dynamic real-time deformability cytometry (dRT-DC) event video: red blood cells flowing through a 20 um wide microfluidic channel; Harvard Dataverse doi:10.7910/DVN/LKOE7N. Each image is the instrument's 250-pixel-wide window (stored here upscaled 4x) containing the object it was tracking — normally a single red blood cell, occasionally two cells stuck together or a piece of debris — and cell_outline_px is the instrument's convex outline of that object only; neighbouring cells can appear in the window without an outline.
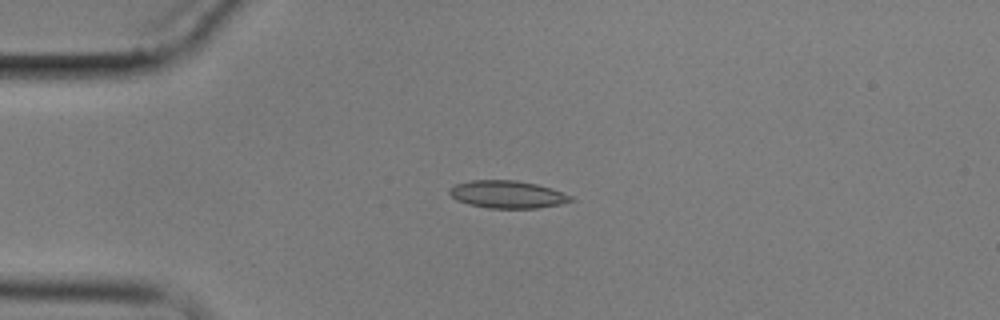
{"species": "common noctule bat (a hibernating species)", "species_latin": "Nyctalus noctula", "temperature_condition": "cold", "stored_images_in_passage": 5, "camera_frame_rate_fps": 3000, "um_per_image_px": 0.085, "animal": {"sex": "male", "body_mass_g": 17.9}, "frame": {"image": 1, "passage_image": 4, "time_ms": 3.667, "image_size_px": [1000, 320], "cell_outline_px": [[576, 200], [560, 204], [536, 208], [488, 208], [468, 204], [456, 200], [448, 192], [456, 184], [472, 180], [516, 180], [536, 184], [552, 188], [572, 196]], "centroid_in_image_um": [43.16, 16.53], "position_along_channel_um": 41.8, "area_um2": 19.42}}